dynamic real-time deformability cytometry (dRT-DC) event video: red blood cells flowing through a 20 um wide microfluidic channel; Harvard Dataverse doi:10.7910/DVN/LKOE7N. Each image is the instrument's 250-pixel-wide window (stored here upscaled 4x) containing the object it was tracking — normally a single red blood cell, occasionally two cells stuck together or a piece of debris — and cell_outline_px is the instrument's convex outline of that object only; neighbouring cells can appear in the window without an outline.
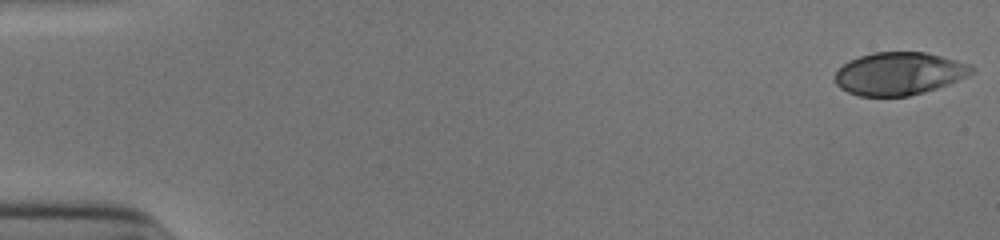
{"species": "human", "species_latin": "Homo sapiens", "temperature_condition": "cold", "stored_images_in_passage": 53, "camera_frame_rate_fps": 3000, "um_per_image_px": 0.085, "donor": {"sex": "male"}, "frame": {"image": 1, "passage_image": 1, "time_ms": 0.0, "image_size_px": [1000, 240], "cell_outline_px": [[976, 72], [948, 84], [924, 92], [908, 96], [860, 96], [848, 92], [840, 88], [836, 84], [836, 72], [848, 60], [872, 52], [924, 52], [956, 60], [968, 64], [976, 68]], "centroid_in_image_um": [76.43, 6.25], "position_along_channel_um": 8.6, "area_um2": 33.93}}
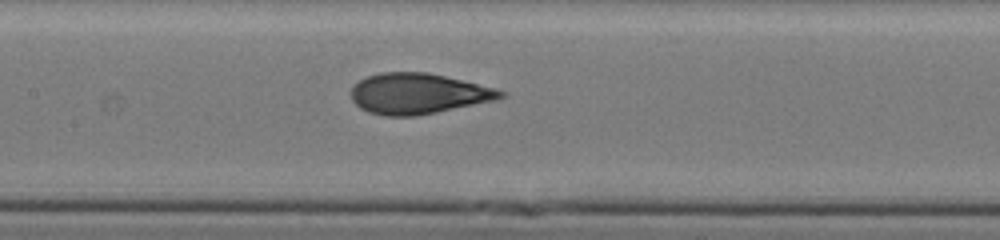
{"frame": {"image": 2, "passage_image": 26, "time_ms": 8.333, "image_size_px": [1000, 240], "cell_outline_px": [[508, 92], [504, 96], [496, 100], [416, 116], [384, 116], [368, 112], [360, 108], [352, 100], [352, 88], [360, 80], [368, 76], [380, 72], [428, 72], [496, 88]], "centroid_in_image_um": [35.55, 7.96], "position_along_channel_um": 171.8, "area_um2": 35.32}}
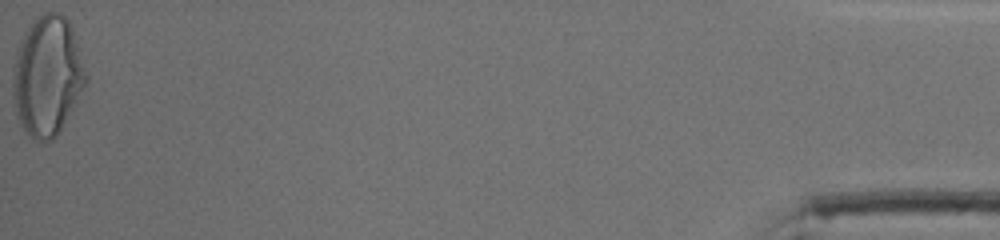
{"frame": {"image": 3, "passage_image": 53, "time_ms": 17.333, "image_size_px": [1000, 240], "cell_outline_px": [[88, 80], [56, 136], [52, 140], [40, 144], [24, 128], [16, 112], [12, 88], [12, 72], [20, 40], [28, 24], [36, 16], [44, 12], [60, 12], [68, 20], [88, 76]], "centroid_in_image_um": [4.01, 6.42], "position_along_channel_um": 431.2, "area_um2": 50.52}, "authors_computed_cell_mechanics": {"area_um2": 35.3158, "velocity_mm_per_s": 3.9167, "shape_relaxation_time_tau1_ms": 4.8669, "shape_relaxation_time_tau2_ms": 0.8014, "deformation_change_tau1": 0.2167, "deformation_change_tau2": 0.0609}}